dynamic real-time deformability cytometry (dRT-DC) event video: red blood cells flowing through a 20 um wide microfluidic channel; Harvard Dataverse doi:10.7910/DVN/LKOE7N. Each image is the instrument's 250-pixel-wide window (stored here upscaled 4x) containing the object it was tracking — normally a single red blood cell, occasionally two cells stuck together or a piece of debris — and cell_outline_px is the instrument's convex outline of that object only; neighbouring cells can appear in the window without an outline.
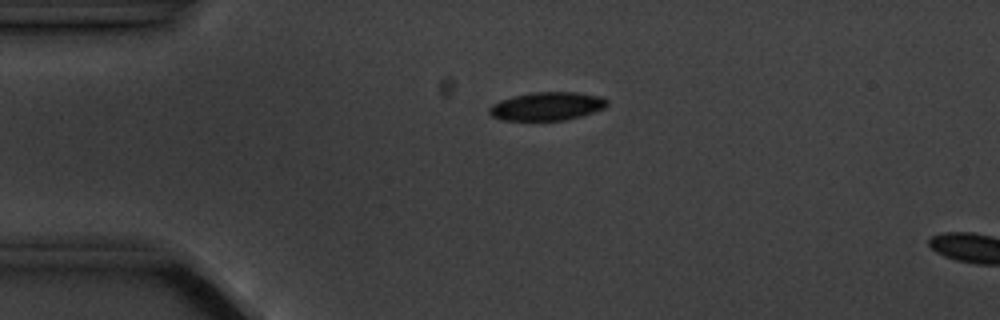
{"species": "common noctule bat (a hibernating species)", "species_latin": "Nyctalus noctula", "temperature_condition": "cold", "stored_images_in_passage": 5, "camera_frame_rate_fps": 3000, "um_per_image_px": 0.085, "animal": {"sex": "male", "body_mass_g": 20.1, "forearm_length_mm": 53.5}, "frame": {"image": 1, "passage_image": 3, "time_ms": 2.333, "image_size_px": [1000, 320], "cell_outline_px": [[608, 104], [604, 108], [580, 116], [564, 120], [504, 120], [492, 116], [488, 112], [488, 108], [492, 104], [500, 100], [512, 96], [532, 92], [576, 92], [604, 96], [608, 100]], "centroid_in_image_um": [46.5, 9.01], "position_along_channel_um": 38.5, "area_um2": 19.54}}